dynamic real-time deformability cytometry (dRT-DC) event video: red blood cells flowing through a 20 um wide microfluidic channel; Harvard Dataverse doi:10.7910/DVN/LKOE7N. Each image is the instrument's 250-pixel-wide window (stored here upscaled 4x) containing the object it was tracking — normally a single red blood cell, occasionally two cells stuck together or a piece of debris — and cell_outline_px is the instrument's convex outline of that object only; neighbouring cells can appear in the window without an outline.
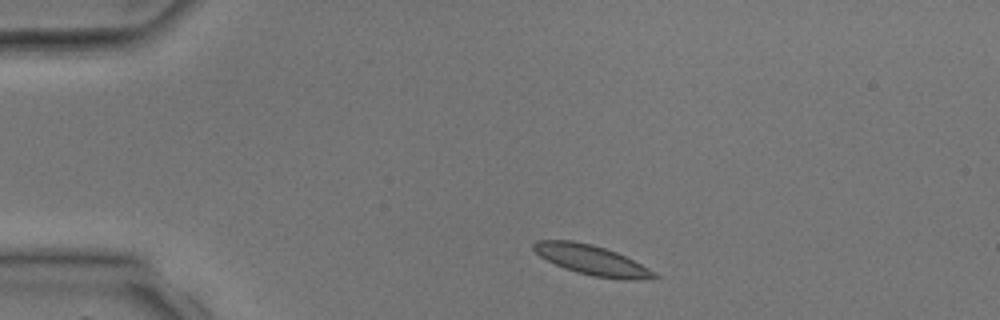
{"species": "common noctule bat (a hibernating species)", "species_latin": "Nyctalus noctula", "temperature_condition": "room temperature", "stored_images_in_passage": 4, "segment_of_instrument_passage": [2, 2], "camera_frame_rate_fps": 3000, "um_per_image_px": 0.085, "animal": {"sex": "male", "body_mass_g": 17.9, "forearm_length_mm": 54.2}, "frame": {"image": 1, "passage_image": 4, "time_ms": 4.0, "image_size_px": [1000, 320], "cell_outline_px": [[660, 276], [632, 280], [624, 280], [592, 276], [576, 272], [564, 268], [540, 256], [532, 248], [532, 244], [536, 240], [572, 240], [592, 244], [616, 252], [648, 268]], "centroid_in_image_um": [50.25, 22.1], "position_along_channel_um": 34.7, "area_um2": 20.69}}